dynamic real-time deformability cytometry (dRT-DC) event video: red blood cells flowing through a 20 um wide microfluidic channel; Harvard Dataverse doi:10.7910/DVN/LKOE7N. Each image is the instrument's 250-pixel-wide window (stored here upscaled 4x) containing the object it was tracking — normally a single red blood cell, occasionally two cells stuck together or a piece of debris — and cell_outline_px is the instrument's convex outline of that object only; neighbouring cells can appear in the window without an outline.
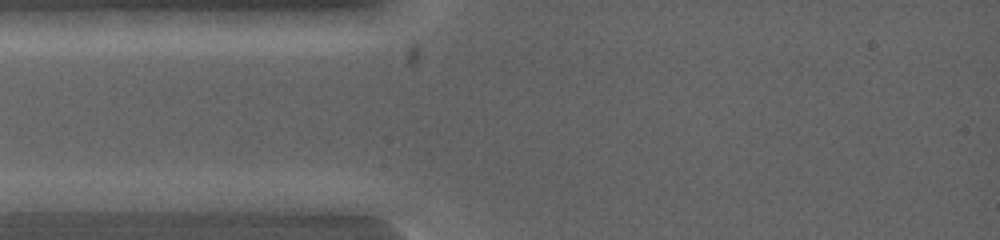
{"species": "common noctule bat (a hibernating species)", "species_latin": "Nyctalus noctula", "temperature_condition": "warm", "stored_images_in_passage": 3, "camera_frame_rate_fps": 5000, "um_per_image_px": 0.085, "animal": {"sex": "female", "body_mass_g": 19.0, "forearm_length_mm": 53.3}, "frame": {"image": 1, "passage_image": 1, "time_ms": 0.0, "image_size_px": [1000, 240], "cell_outline_px": [[116, 200], [100, 208], [36, 216], [16, 212], [16, 200], [48, 192], [100, 192]], "centroid_in_image_um": [5.24, 17.23], "position_along_channel_um": 79.8, "area_um2": 12.43}}